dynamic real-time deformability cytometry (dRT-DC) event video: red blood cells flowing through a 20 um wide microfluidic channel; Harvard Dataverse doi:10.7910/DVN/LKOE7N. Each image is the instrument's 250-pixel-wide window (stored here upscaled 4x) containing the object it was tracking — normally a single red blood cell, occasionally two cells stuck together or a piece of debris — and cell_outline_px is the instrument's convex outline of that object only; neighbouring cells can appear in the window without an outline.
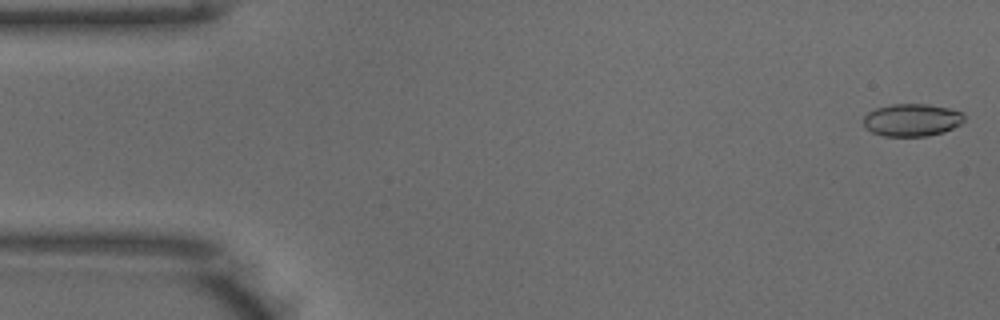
{"species": "common noctule bat (a hibernating species)", "species_latin": "Nyctalus noctula", "temperature_condition": "warm", "stored_images_in_passage": 50, "camera_frame_rate_fps": 3000, "um_per_image_px": 0.085, "animal": {"sex": "male", "body_mass_g": 18.8}, "frame": {"image": 1, "passage_image": 1, "time_ms": 0.0, "image_size_px": [1000, 320], "cell_outline_px": [[964, 120], [960, 124], [944, 132], [928, 136], [884, 136], [872, 132], [864, 128], [864, 116], [868, 112], [876, 108], [892, 104], [928, 104], [948, 108], [964, 112]], "centroid_in_image_um": [77.51, 10.2], "position_along_channel_um": 7.5, "area_um2": 19.19}}
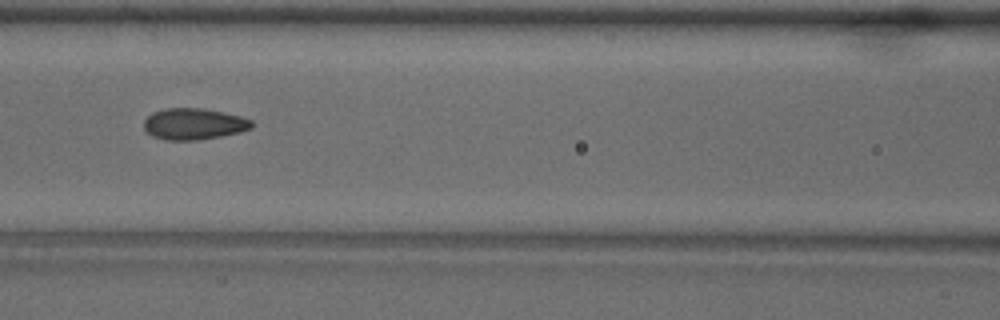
{"frame": {"image": 2, "passage_image": 21, "time_ms": 6.667, "image_size_px": [1000, 320], "cell_outline_px": [[252, 128], [240, 132], [220, 136], [196, 140], [164, 140], [152, 136], [144, 128], [144, 120], [152, 112], [164, 108], [200, 108], [224, 112], [240, 116], [252, 120]], "centroid_in_image_um": [16.46, 10.53], "position_along_channel_um": 150.1, "area_um2": 19.71}}
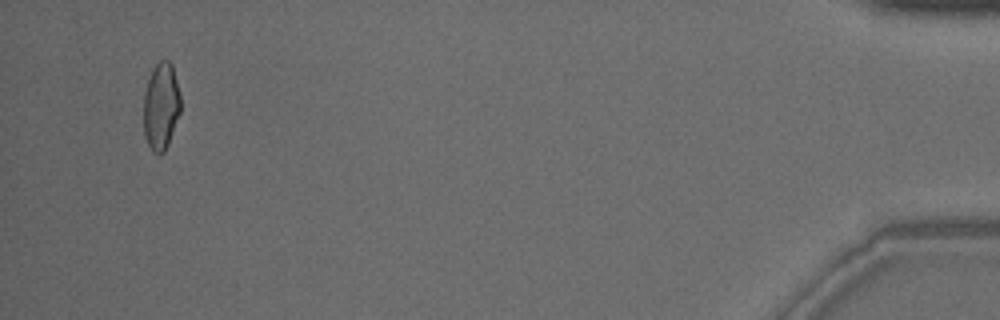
{"frame": {"image": 3, "passage_image": 48, "time_ms": 15.667, "image_size_px": [1000, 320], "cell_outline_px": [[180, 112], [168, 144], [164, 152], [160, 156], [152, 152], [144, 136], [144, 92], [152, 68], [160, 60], [168, 60], [172, 64], [180, 96]], "centroid_in_image_um": [13.68, 9.05], "position_along_channel_um": 421.5, "area_um2": 18.84}, "authors_computed_cell_mechanics": {"area_um2": 19.363, "velocity_mm_per_s": 3.9702, "shape_relaxation_time_tau1_ms": null, "shape_relaxation_time_tau2_ms": 1.3983, "deformation_change_tau1": null, "deformation_change_tau2": 0.0731}}